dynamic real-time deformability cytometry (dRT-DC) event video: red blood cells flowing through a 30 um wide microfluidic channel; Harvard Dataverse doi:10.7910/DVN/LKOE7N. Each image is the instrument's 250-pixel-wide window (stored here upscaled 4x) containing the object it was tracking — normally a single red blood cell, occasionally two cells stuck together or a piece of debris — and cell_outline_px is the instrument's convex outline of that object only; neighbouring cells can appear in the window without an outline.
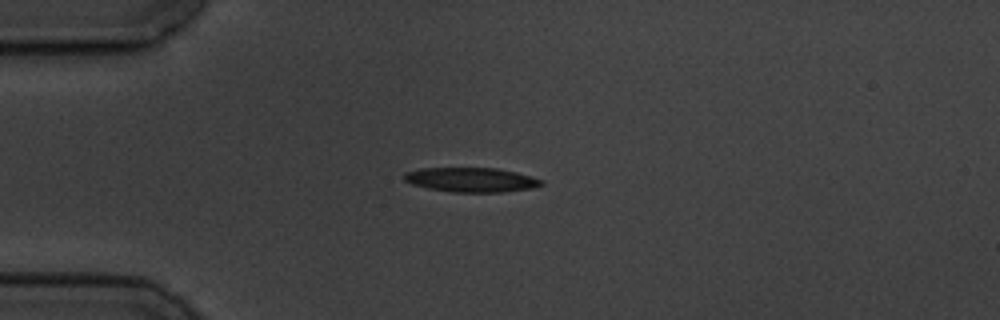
{"species": "common noctule bat (a hibernating species)", "species_latin": "Nyctalus noctula", "temperature_condition": "cold", "stored_images_in_passage": 6, "camera_frame_rate_fps": 3000, "um_per_image_px": 0.085, "animal": {"sex": "male", "body_mass_g": 19.5, "forearm_length_mm": 54.6}, "frame": {"image": 1, "passage_image": 5, "time_ms": 4.667, "image_size_px": [1000, 320], "cell_outline_px": [[544, 184], [532, 188], [504, 192], [452, 192], [428, 188], [412, 184], [404, 180], [404, 172], [420, 168], [496, 168], [516, 172], [532, 176], [544, 180]], "centroid_in_image_um": [40.07, 15.28], "position_along_channel_um": 44.9, "area_um2": 19.65}}